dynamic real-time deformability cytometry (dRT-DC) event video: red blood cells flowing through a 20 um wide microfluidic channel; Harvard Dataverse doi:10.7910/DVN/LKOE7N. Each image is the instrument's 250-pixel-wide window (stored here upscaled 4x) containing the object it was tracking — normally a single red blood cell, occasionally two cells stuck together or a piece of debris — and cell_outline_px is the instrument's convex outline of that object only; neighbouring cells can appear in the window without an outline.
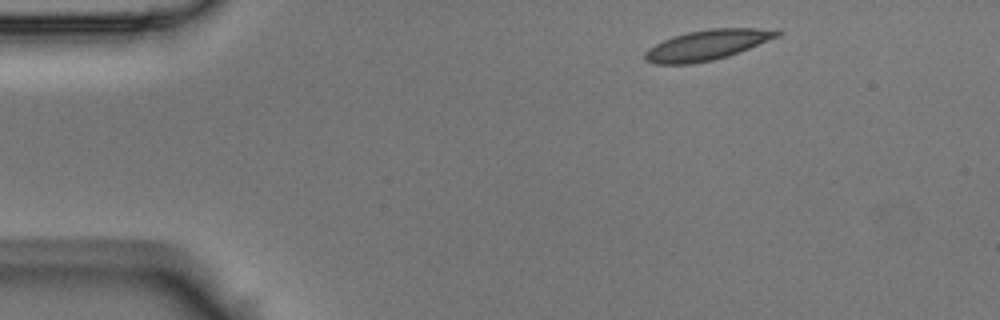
{"species": "Egyptian fruit bat (a non-hibernating species)", "species_latin": "Rousettus aegyptiacus", "temperature_condition": "room temperature", "stored_images_in_passage": 2, "camera_frame_rate_fps": 3000, "um_per_image_px": 0.085, "animal": {"sex": "male"}, "frame": {"image": 1, "passage_image": 1, "time_ms": 0.0, "image_size_px": [1000, 320], "cell_outline_px": [[784, 32], [780, 36], [728, 56], [712, 60], [688, 64], [656, 64], [644, 60], [644, 52], [648, 48], [664, 40], [688, 32], [708, 28], [776, 28]], "centroid_in_image_um": [60.15, 3.81], "position_along_channel_um": 24.8, "area_um2": 23.29}}